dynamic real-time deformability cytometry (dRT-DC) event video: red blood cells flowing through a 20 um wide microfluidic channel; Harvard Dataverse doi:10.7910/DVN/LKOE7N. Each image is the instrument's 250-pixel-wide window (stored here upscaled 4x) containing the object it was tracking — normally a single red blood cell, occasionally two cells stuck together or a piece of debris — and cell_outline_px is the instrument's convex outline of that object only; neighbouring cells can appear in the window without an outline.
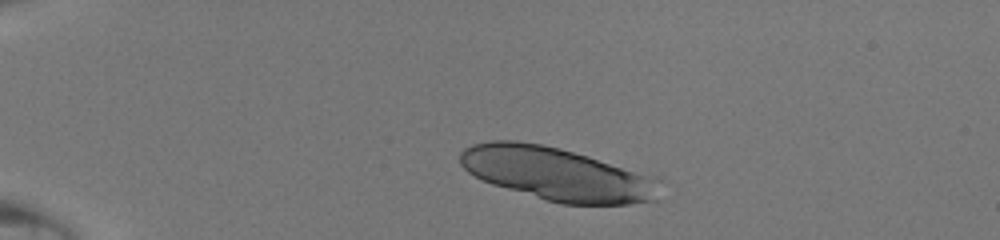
{"species": "human", "species_latin": "Homo sapiens", "temperature_condition": "room temperature", "stored_images_in_passage": 37, "segment_of_instrument_passage": [1, 2], "camera_frame_rate_fps": 3000, "um_per_image_px": 0.085, "donor": {"sex": "male"}, "frame": {"image": 1, "passage_image": 1, "time_ms": 0.0, "image_size_px": [1000, 240], "cell_outline_px": [[668, 180], [656, 200], [628, 204], [560, 204], [492, 184], [468, 172], [460, 164], [460, 152], [464, 148], [472, 144], [488, 140], [516, 140], [540, 144], [560, 148], [664, 176]], "centroid_in_image_um": [47.53, 14.78], "position_along_channel_um": 37.5, "area_um2": 63.35}}